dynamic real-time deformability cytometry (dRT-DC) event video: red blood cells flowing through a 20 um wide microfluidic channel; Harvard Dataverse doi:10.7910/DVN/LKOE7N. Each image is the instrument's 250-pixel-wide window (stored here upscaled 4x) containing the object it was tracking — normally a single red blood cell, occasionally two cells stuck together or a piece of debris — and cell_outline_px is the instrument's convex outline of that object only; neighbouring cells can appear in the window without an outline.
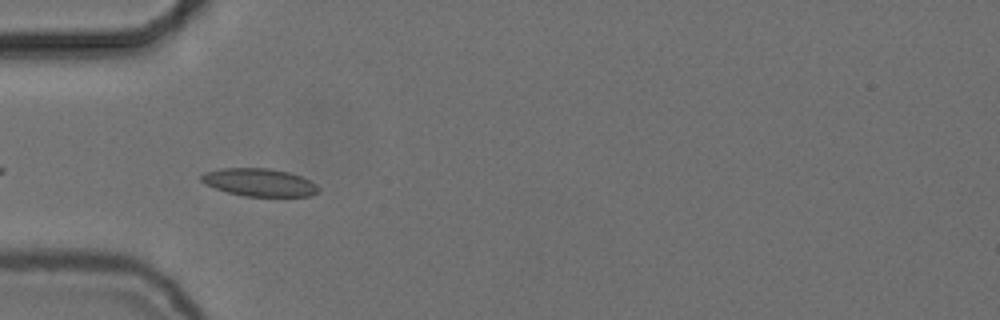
{"species": "common noctule bat (a hibernating species)", "species_latin": "Nyctalus noctula", "temperature_condition": "cold", "stored_images_in_passage": 41, "camera_frame_rate_fps": 3000, "um_per_image_px": 0.085, "animal": {"sex": "female", "body_mass_g": 24.6, "forearm_length_mm": 56.2}, "frame": {"image": 1, "passage_image": 3, "time_ms": 0.667, "image_size_px": [1000, 320], "cell_outline_px": [[320, 192], [312, 196], [244, 196], [228, 192], [204, 184], [200, 180], [200, 176], [204, 172], [220, 168], [268, 168], [288, 172], [300, 176], [316, 184], [320, 188]], "centroid_in_image_um": [22.04, 15.5], "position_along_channel_um": 63.0, "area_um2": 19.02}}
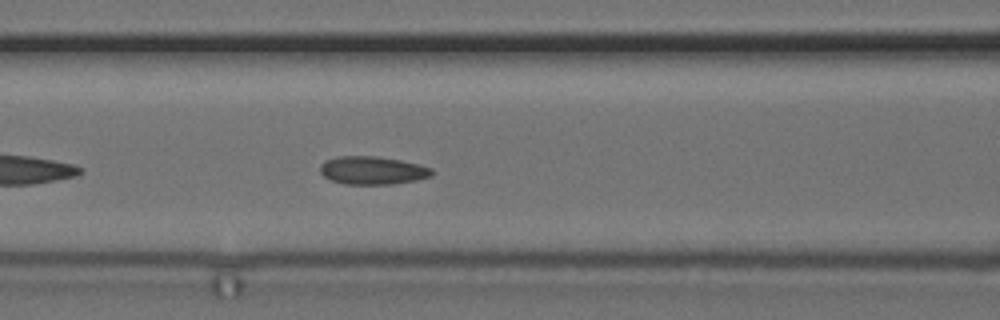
{"frame": {"image": 2, "passage_image": 9, "time_ms": 2.667, "image_size_px": [1000, 320], "cell_outline_px": [[436, 172], [432, 176], [416, 180], [392, 184], [344, 184], [332, 180], [324, 176], [320, 172], [320, 164], [324, 160], [340, 156], [376, 156], [400, 160], [420, 164], [432, 168]], "centroid_in_image_um": [31.69, 14.48], "position_along_channel_um": 134.9, "area_um2": 18.44}}
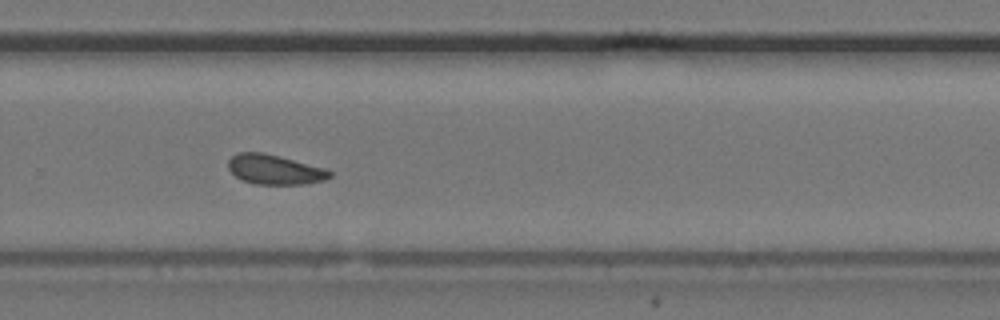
{"frame": {"image": 3, "passage_image": 23, "time_ms": 7.333, "image_size_px": [1000, 320], "cell_outline_px": [[332, 176], [324, 180], [304, 184], [256, 184], [240, 180], [228, 168], [228, 160], [236, 152], [264, 152], [280, 156], [324, 168], [332, 172]], "centroid_in_image_um": [23.32, 14.4], "position_along_channel_um": 306.5, "area_um2": 17.63}, "authors_computed_cell_mechanics": {"area_um2": 17.629, "velocity_mm_per_s": 3.6817, "shape_relaxation_time_tau1_ms": null, "shape_relaxation_time_tau2_ms": 1.556, "deformation_change_tau1": null, "deformation_change_tau2": 0.0592}}